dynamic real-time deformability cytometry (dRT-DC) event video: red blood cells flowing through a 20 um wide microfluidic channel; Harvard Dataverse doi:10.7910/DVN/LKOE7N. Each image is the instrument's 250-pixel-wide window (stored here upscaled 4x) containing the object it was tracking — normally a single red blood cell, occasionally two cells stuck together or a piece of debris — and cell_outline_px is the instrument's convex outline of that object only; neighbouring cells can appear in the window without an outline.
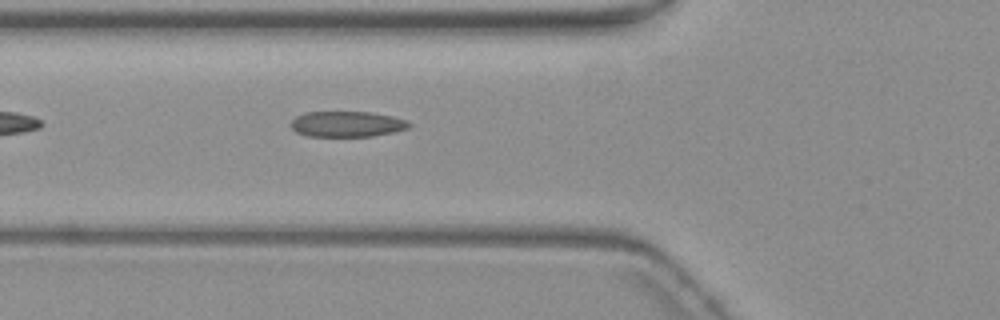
{"species": "common noctule bat (a hibernating species)", "species_latin": "Nyctalus noctula", "temperature_condition": "warm", "stored_images_in_passage": 5, "camera_frame_rate_fps": 3000, "um_per_image_px": 0.085, "animal": {"sex": "female", "body_mass_g": 19.3, "forearm_length_mm": 54.1}, "frame": {"image": 1, "passage_image": 5, "time_ms": 5.0, "image_size_px": [1000, 320], "cell_outline_px": [[412, 124], [408, 128], [392, 132], [372, 136], [308, 136], [296, 132], [288, 124], [296, 116], [304, 112], [372, 112], [392, 116], [404, 120]], "centroid_in_image_um": [29.45, 10.54], "position_along_channel_um": 96.4, "area_um2": 17.63}}